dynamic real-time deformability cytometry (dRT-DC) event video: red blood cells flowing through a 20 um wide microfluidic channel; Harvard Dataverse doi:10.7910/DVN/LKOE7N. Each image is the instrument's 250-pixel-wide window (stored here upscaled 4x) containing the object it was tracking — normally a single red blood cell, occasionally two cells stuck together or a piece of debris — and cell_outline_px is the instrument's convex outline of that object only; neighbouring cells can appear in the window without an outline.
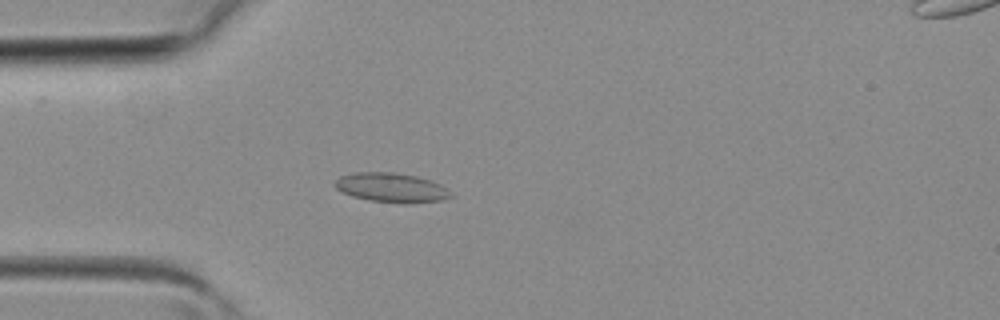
{"species": "common noctule bat (a hibernating species)", "species_latin": "Nyctalus noctula", "temperature_condition": "room temperature", "stored_images_in_passage": 38, "camera_frame_rate_fps": 3000, "um_per_image_px": 0.085, "animal": {"sex": "female", "body_mass_g": 19.3, "forearm_length_mm": 54.1}, "frame": {"image": 1, "passage_image": 10, "time_ms": 3.0, "image_size_px": [1000, 320], "cell_outline_px": [[456, 196], [444, 200], [408, 204], [368, 200], [352, 196], [336, 188], [332, 184], [340, 176], [352, 172], [392, 172], [416, 176], [432, 180], [440, 184]], "centroid_in_image_um": [33.3, 15.95], "position_along_channel_um": 51.7, "area_um2": 20.11}}
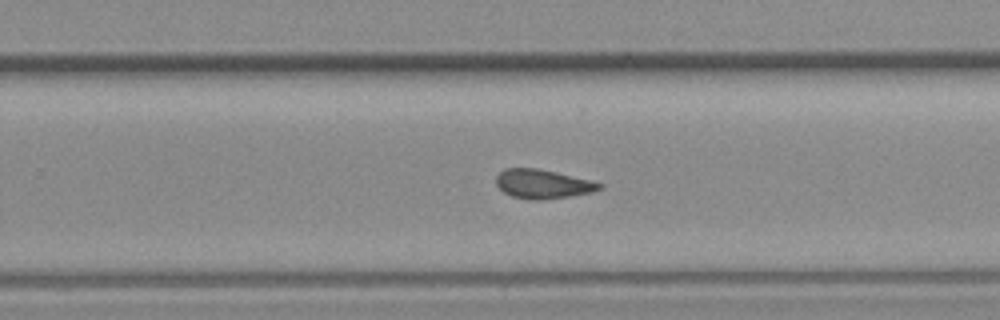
{"frame": {"image": 2, "passage_image": 24, "time_ms": 7.667, "image_size_px": [1000, 320], "cell_outline_px": [[604, 184], [600, 188], [592, 192], [572, 196], [544, 200], [528, 200], [512, 196], [504, 192], [496, 184], [496, 176], [504, 168], [536, 168], [556, 172], [592, 180]], "centroid_in_image_um": [46.14, 15.64], "position_along_channel_um": 283.7, "area_um2": 17.63}}
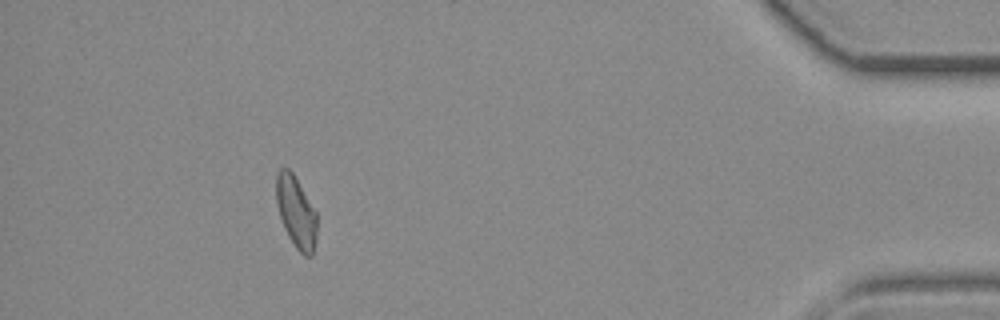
{"frame": {"image": 3, "passage_image": 35, "time_ms": 11.333, "image_size_px": [1000, 320], "cell_outline_px": [[316, 240], [312, 256], [304, 256], [296, 248], [288, 236], [280, 220], [276, 204], [276, 172], [280, 168], [288, 168], [292, 172], [316, 212]], "centroid_in_image_um": [25.14, 18.03], "position_along_channel_um": 410.1, "area_um2": 16.99}}